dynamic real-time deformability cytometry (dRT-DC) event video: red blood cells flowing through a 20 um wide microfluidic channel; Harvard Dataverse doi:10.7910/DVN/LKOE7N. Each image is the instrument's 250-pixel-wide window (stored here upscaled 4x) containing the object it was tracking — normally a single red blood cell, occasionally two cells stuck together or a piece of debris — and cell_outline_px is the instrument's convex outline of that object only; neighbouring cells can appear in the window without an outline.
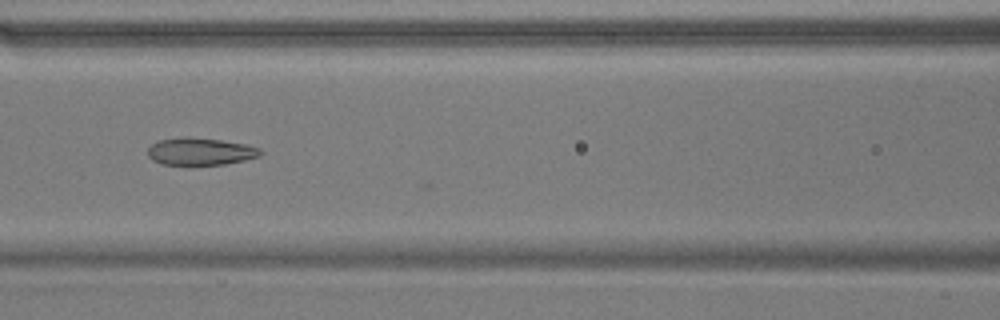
{"species": "common noctule bat (a hibernating species)", "species_latin": "Nyctalus noctula", "temperature_condition": "warm", "stored_images_in_passage": 40, "camera_frame_rate_fps": 3000, "um_per_image_px": 0.085, "animal": {"sex": "male", "body_mass_g": 17.9}, "frame": {"image": 1, "passage_image": 18, "time_ms": 5.667, "image_size_px": [1000, 320], "cell_outline_px": [[264, 152], [260, 156], [244, 160], [224, 164], [192, 168], [188, 168], [160, 164], [152, 160], [148, 156], [148, 148], [152, 144], [160, 140], [220, 140], [244, 144], [260, 148]], "centroid_in_image_um": [17.04, 12.99], "position_along_channel_um": 149.6, "area_um2": 17.92}}
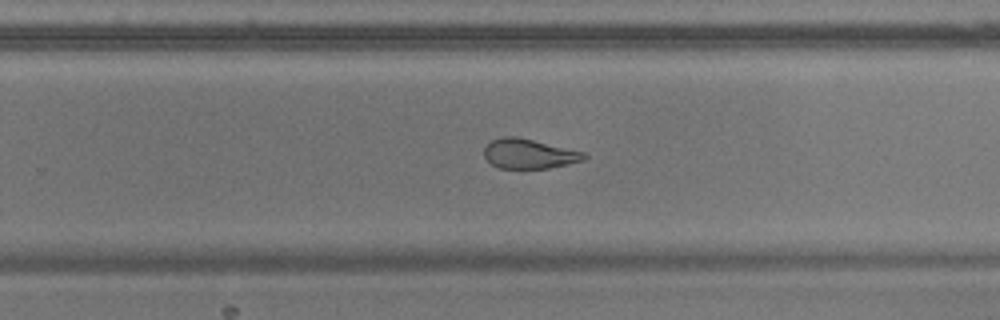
{"frame": {"image": 2, "passage_image": 29, "time_ms": 9.333, "image_size_px": [1000, 320], "cell_outline_px": [[588, 156], [584, 160], [568, 164], [548, 168], [500, 168], [492, 164], [484, 156], [484, 148], [492, 140], [500, 136], [516, 136], [584, 152]], "centroid_in_image_um": [44.96, 13.06], "position_along_channel_um": 284.8, "area_um2": 17.17}}
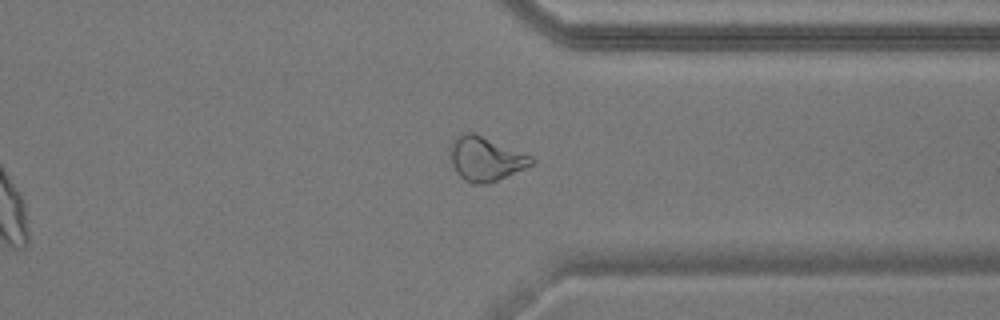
{"frame": {"image": 3, "passage_image": 36, "time_ms": 11.667, "image_size_px": [1000, 320], "cell_outline_px": [[536, 160], [532, 164], [524, 168], [488, 184], [472, 184], [464, 180], [456, 172], [452, 164], [452, 140], [468, 132], [472, 132], [532, 156]], "centroid_in_image_um": [41.29, 13.53], "position_along_channel_um": 370.1, "area_um2": 20.35}}